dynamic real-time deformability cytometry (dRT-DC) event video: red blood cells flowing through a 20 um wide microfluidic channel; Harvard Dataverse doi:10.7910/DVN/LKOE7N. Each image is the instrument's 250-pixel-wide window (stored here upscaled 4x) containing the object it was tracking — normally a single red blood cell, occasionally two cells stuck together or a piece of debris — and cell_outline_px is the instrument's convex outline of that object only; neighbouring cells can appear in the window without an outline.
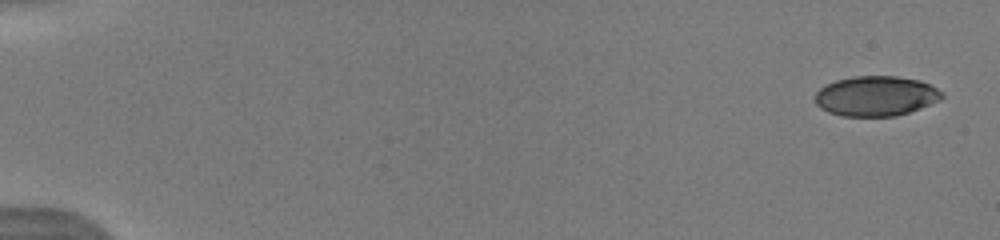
{"species": "human", "species_latin": "Homo sapiens", "temperature_condition": "warm", "stored_images_in_passage": 4, "camera_frame_rate_fps": 3000, "um_per_image_px": 0.085, "donor": {"sex": "male"}, "frame": {"image": 1, "passage_image": 1, "time_ms": 0.0, "image_size_px": [1000, 240], "cell_outline_px": [[944, 96], [940, 100], [920, 108], [896, 116], [844, 116], [828, 112], [820, 108], [816, 104], [816, 92], [824, 84], [836, 80], [852, 76], [896, 76], [920, 80], [944, 92]], "centroid_in_image_um": [74.45, 8.15], "position_along_channel_um": 10.6, "area_um2": 29.65}}